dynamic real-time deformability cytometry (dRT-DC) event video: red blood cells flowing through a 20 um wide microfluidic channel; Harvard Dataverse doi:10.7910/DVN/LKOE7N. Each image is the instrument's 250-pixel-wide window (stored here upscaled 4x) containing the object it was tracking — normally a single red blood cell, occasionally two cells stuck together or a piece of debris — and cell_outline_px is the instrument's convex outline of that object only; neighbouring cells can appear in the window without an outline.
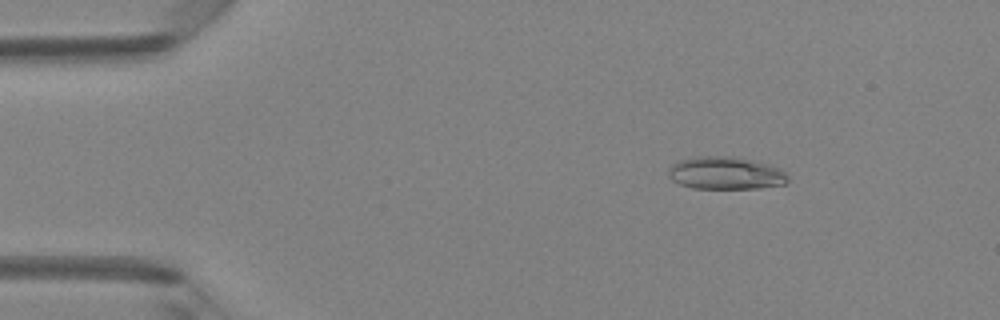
{"species": "Egyptian fruit bat (a non-hibernating species)", "species_latin": "Rousettus aegyptiacus", "temperature_condition": "room temperature", "stored_images_in_passage": 48, "camera_frame_rate_fps": 3000, "um_per_image_px": 0.085, "animal": {"sex": "female"}, "frame": {"image": 1, "passage_image": 7, "time_ms": 2.0, "image_size_px": [1000, 320], "cell_outline_px": [[788, 180], [784, 184], [760, 188], [692, 188], [680, 184], [672, 180], [668, 176], [668, 168], [672, 164], [680, 160], [696, 156], [740, 156], [768, 164], [780, 168], [788, 176]], "centroid_in_image_um": [61.67, 14.7], "position_along_channel_um": 23.3, "area_um2": 22.95}}
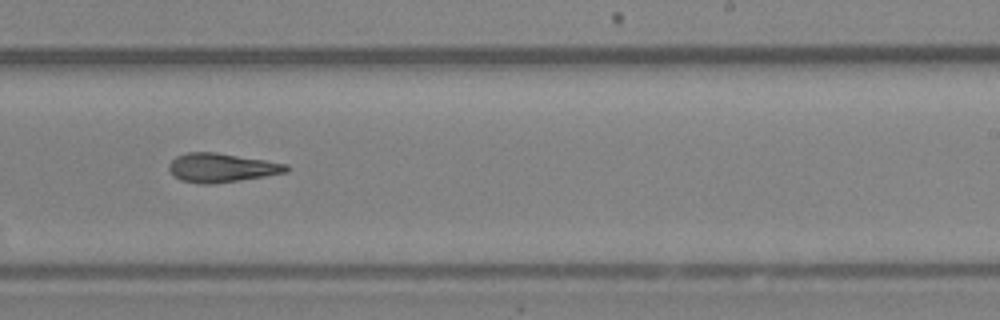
{"frame": {"image": 2, "passage_image": 30, "time_ms": 9.667, "image_size_px": [1000, 320], "cell_outline_px": [[288, 172], [264, 176], [212, 184], [200, 184], [180, 180], [168, 168], [168, 164], [176, 156], [188, 152], [216, 152], [288, 164]], "centroid_in_image_um": [18.81, 14.25], "position_along_channel_um": 270.2, "area_um2": 19.59}}
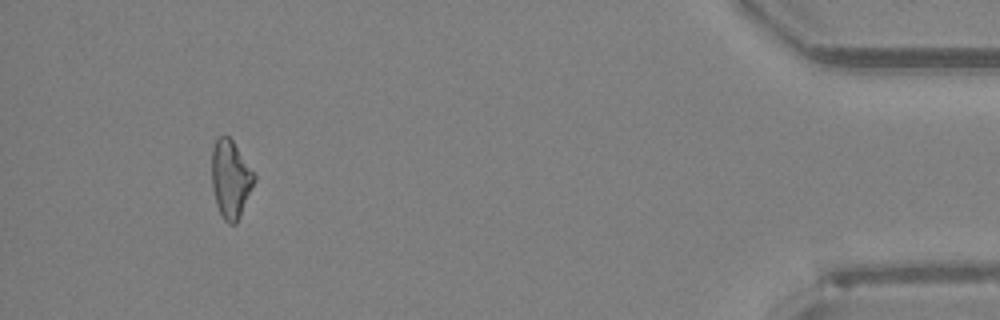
{"frame": {"image": 3, "passage_image": 45, "time_ms": 14.667, "image_size_px": [1000, 320], "cell_outline_px": [[256, 180], [240, 216], [236, 224], [228, 224], [224, 220], [216, 204], [212, 188], [212, 148], [216, 136], [228, 136], [232, 140], [256, 176]], "centroid_in_image_um": [19.59, 15.22], "position_along_channel_um": 415.6, "area_um2": 19.25}, "authors_computed_cell_mechanics": {"area_um2": 19.8832, "velocity_mm_per_s": 4.2257, "shape_relaxation_time_tau1_ms": null, "shape_relaxation_time_tau2_ms": 4.528, "deformation_change_tau1": null, "deformation_change_tau2": 0.1661}}